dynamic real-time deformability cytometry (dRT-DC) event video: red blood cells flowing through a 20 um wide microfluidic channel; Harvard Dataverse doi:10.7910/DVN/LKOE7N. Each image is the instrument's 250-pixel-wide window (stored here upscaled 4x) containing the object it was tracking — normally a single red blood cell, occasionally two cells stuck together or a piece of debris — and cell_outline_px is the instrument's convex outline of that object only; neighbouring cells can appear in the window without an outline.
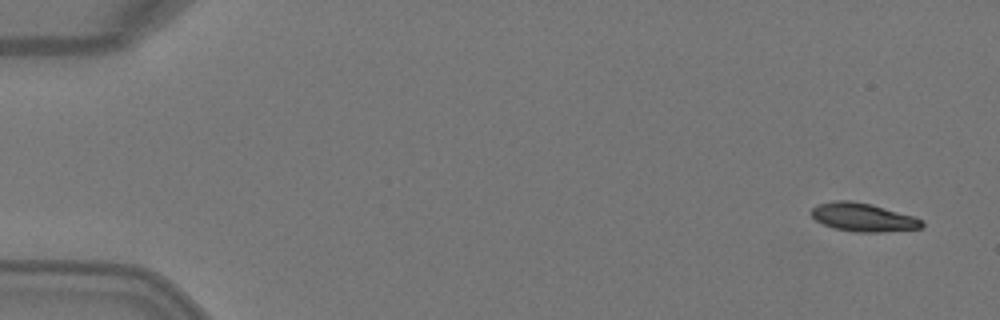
{"species": "Egyptian fruit bat (a non-hibernating species)", "species_latin": "Rousettus aegyptiacus", "temperature_condition": "warm", "stored_images_in_passage": 4, "camera_frame_rate_fps": 3000, "um_per_image_px": 0.085, "animal": {"sex": "female"}, "frame": {"image": 1, "passage_image": 1, "time_ms": 0.0, "image_size_px": [1000, 320], "cell_outline_px": [[924, 224], [920, 228], [880, 232], [856, 232], [832, 228], [816, 220], [808, 212], [816, 204], [832, 200], [852, 200], [872, 204], [916, 216], [924, 220]], "centroid_in_image_um": [73.35, 18.45], "position_along_channel_um": 11.7, "area_um2": 18.67}}
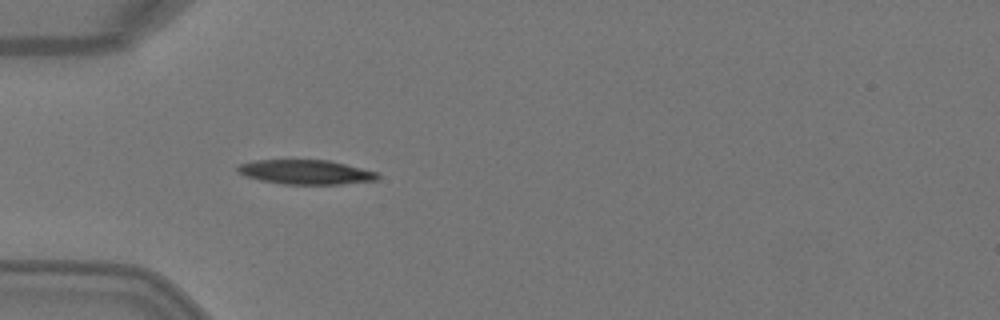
{"frame": {"image": 2, "passage_image": 4, "time_ms": 1.0, "image_size_px": [1000, 320], "cell_outline_px": [[380, 176], [376, 180], [340, 184], [280, 184], [260, 180], [244, 176], [236, 172], [236, 164], [252, 160], [328, 160], [376, 172]], "centroid_in_image_um": [25.88, 14.62], "position_along_channel_um": 59.1, "area_um2": 20.0}}